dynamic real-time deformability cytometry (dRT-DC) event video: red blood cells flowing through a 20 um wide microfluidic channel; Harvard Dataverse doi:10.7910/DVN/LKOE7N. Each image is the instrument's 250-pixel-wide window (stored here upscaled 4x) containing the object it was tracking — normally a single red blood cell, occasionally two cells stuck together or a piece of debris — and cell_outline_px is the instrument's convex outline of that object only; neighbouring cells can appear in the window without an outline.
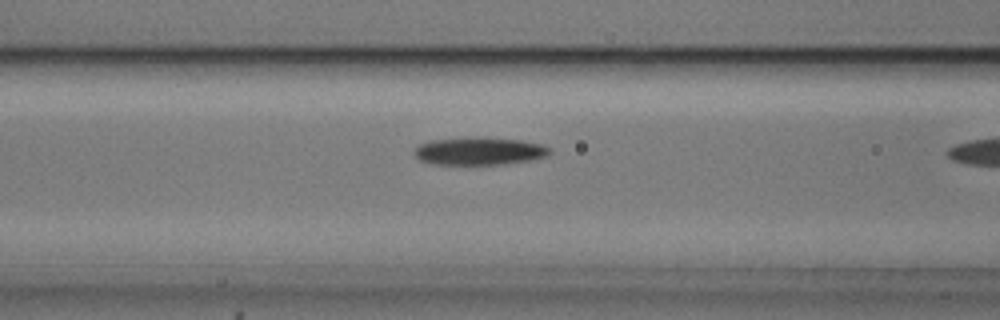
{"species": "common noctule bat (a hibernating species)", "species_latin": "Nyctalus noctula", "temperature_condition": "cold", "stored_images_in_passage": 18, "camera_frame_rate_fps": 3000, "um_per_image_px": 0.085, "animal": {"sex": "male", "body_mass_g": 20.5, "forearm_length_mm": 52.5}, "frame": {"image": 1, "passage_image": 16, "time_ms": 5.0, "image_size_px": [1000, 320], "cell_outline_px": [[552, 152], [548, 156], [532, 160], [504, 164], [432, 164], [420, 160], [416, 156], [416, 148], [420, 144], [428, 140], [468, 136], [484, 136], [520, 140], [544, 144], [552, 148]], "centroid_in_image_um": [40.8, 12.82], "position_along_channel_um": 125.8, "area_um2": 22.43}}